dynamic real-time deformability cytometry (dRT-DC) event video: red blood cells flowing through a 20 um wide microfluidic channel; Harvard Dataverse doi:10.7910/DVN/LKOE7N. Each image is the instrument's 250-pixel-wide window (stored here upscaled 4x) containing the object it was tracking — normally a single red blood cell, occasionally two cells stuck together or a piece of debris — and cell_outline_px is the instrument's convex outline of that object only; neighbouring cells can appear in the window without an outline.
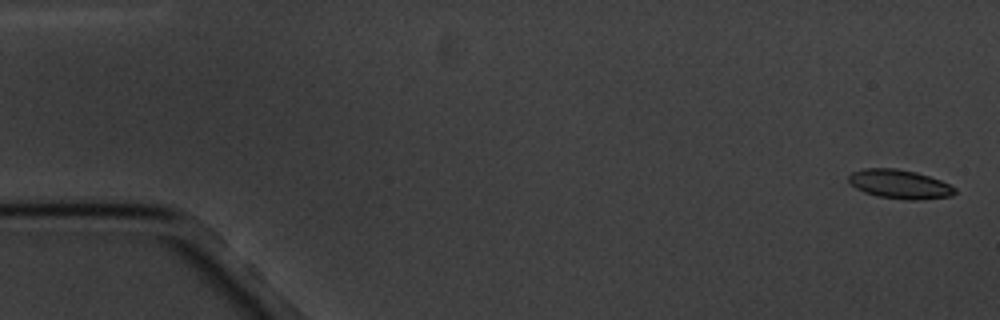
{"species": "common noctule bat (a hibernating species)", "species_latin": "Nyctalus noctula", "temperature_condition": "cold", "stored_images_in_passage": 5, "camera_frame_rate_fps": 3000, "um_per_image_px": 0.085, "animal": {"sex": "male", "body_mass_g": 20.1, "forearm_length_mm": 53.5}, "frame": {"image": 1, "passage_image": 1, "time_ms": 0.0, "image_size_px": [1000, 320], "cell_outline_px": [[956, 192], [952, 196], [920, 200], [908, 200], [876, 196], [864, 192], [856, 188], [848, 180], [848, 176], [852, 172], [864, 168], [896, 168], [916, 172], [940, 180], [956, 188]], "centroid_in_image_um": [76.47, 15.66], "position_along_channel_um": 8.5, "area_um2": 17.98}}
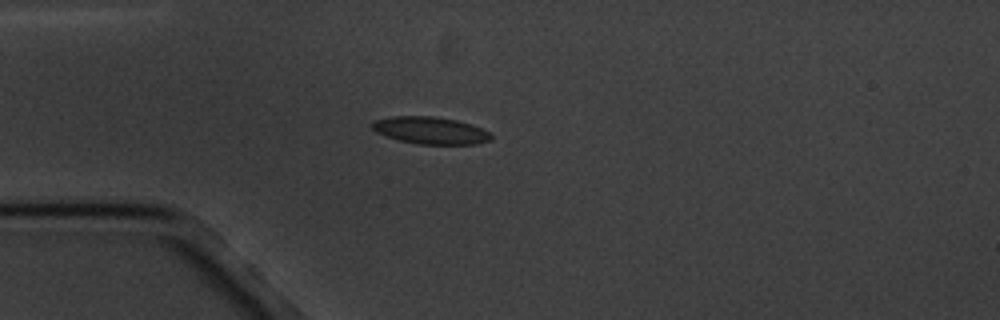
{"frame": {"image": 2, "passage_image": 5, "time_ms": 4.667, "image_size_px": [1000, 320], "cell_outline_px": [[492, 140], [476, 144], [420, 144], [400, 140], [376, 132], [372, 128], [372, 120], [392, 116], [432, 116], [456, 120], [472, 124], [492, 132]], "centroid_in_image_um": [36.63, 11.08], "position_along_channel_um": 48.4, "area_um2": 18.9}}